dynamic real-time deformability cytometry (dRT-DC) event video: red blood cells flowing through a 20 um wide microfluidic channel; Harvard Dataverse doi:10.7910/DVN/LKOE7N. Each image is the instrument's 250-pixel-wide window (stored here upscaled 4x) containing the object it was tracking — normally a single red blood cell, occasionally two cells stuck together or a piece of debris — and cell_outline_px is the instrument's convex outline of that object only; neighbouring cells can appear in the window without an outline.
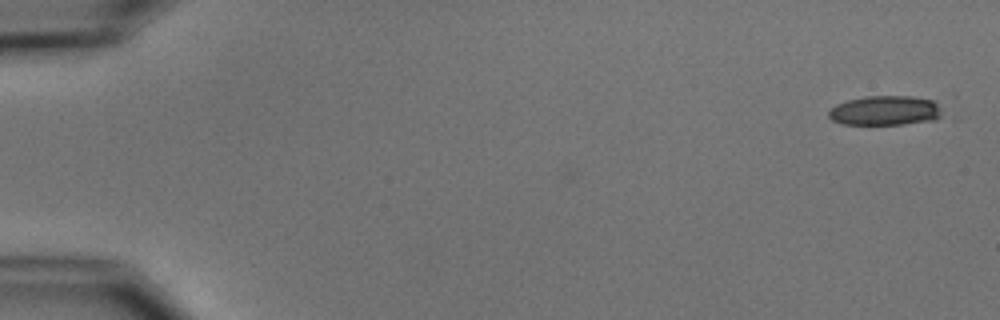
{"species": "common noctule bat (a hibernating species)", "species_latin": "Nyctalus noctula", "temperature_condition": "cold", "stored_images_in_passage": 6, "camera_frame_rate_fps": 3000, "um_per_image_px": 0.085, "animal": {"sex": "male", "body_mass_g": 15.6}, "frame": {"image": 1, "passage_image": 1, "time_ms": 0.0, "image_size_px": [1000, 320], "cell_outline_px": [[940, 116], [936, 120], [904, 124], [844, 124], [832, 120], [828, 116], [828, 112], [836, 104], [848, 100], [864, 96], [912, 96], [932, 100], [940, 104]], "centroid_in_image_um": [75.25, 9.39], "position_along_channel_um": 9.8, "area_um2": 19.59}}
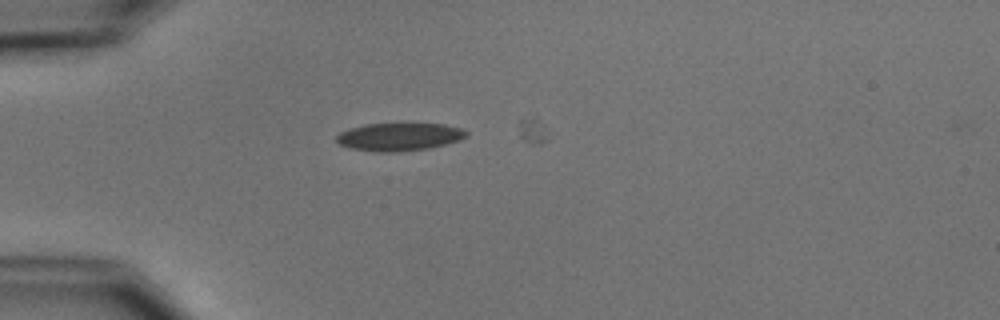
{"frame": {"image": 2, "passage_image": 5, "time_ms": 4.667, "image_size_px": [1000, 320], "cell_outline_px": [[468, 136], [460, 140], [428, 148], [400, 152], [376, 152], [352, 148], [340, 144], [336, 140], [336, 136], [340, 132], [364, 124], [444, 124], [460, 128], [468, 132]], "centroid_in_image_um": [33.95, 11.63], "position_along_channel_um": 51.1, "area_um2": 20.92}}